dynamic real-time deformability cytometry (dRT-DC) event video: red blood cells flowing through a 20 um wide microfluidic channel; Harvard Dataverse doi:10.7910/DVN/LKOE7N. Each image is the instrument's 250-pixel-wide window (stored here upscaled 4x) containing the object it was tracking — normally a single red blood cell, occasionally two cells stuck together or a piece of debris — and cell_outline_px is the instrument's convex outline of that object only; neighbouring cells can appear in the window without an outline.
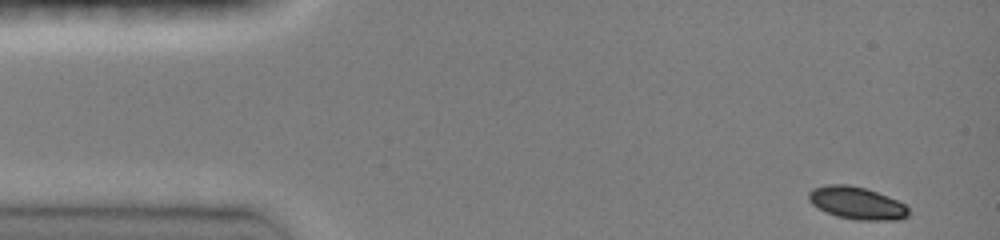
{"species": "common noctule bat (a hibernating species)", "species_latin": "Nyctalus noctula", "temperature_condition": "room temperature", "stored_images_in_passage": 39, "camera_frame_rate_fps": 3000, "um_per_image_px": 0.085, "animal": {"sex": "female", "body_mass_g": 19.0, "forearm_length_mm": 51.5}, "frame": {"image": 1, "passage_image": 1, "time_ms": 0.0, "image_size_px": [1000, 240], "cell_outline_px": [[908, 216], [900, 220], [856, 220], [836, 216], [824, 212], [812, 204], [808, 200], [808, 192], [812, 188], [828, 184], [848, 184], [864, 188], [888, 196], [904, 204], [908, 208]], "centroid_in_image_um": [72.79, 17.26], "position_along_channel_um": 12.2, "area_um2": 19.02}}
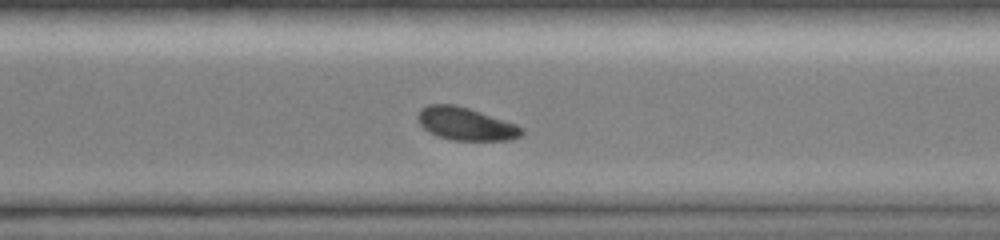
{"frame": {"image": 2, "passage_image": 29, "time_ms": 9.333, "image_size_px": [1000, 240], "cell_outline_px": [[524, 132], [520, 136], [508, 140], [452, 140], [436, 136], [428, 132], [416, 120], [416, 116], [420, 108], [428, 104], [456, 104], [516, 124]], "centroid_in_image_um": [39.51, 10.52], "position_along_channel_um": 331.1, "area_um2": 19.88}}
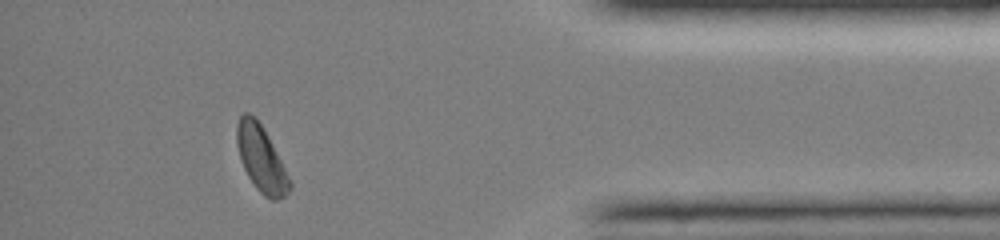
{"frame": {"image": 3, "passage_image": 36, "time_ms": 11.667, "image_size_px": [1000, 240], "cell_outline_px": [[292, 188], [280, 200], [272, 200], [264, 196], [256, 188], [248, 176], [240, 160], [236, 144], [236, 124], [240, 116], [244, 112], [248, 112], [256, 116], [264, 128], [292, 184]], "centroid_in_image_um": [22.17, 13.47], "position_along_channel_um": 413.0, "area_um2": 20.35}, "authors_computed_cell_mechanics": {"area_um2": 20.23, "velocity_mm_per_s": 4.0943, "shape_relaxation_time_tau1_ms": 4.4369, "shape_relaxation_time_tau2_ms": null, "deformation_change_tau1": 0.127, "deformation_change_tau2": null}}